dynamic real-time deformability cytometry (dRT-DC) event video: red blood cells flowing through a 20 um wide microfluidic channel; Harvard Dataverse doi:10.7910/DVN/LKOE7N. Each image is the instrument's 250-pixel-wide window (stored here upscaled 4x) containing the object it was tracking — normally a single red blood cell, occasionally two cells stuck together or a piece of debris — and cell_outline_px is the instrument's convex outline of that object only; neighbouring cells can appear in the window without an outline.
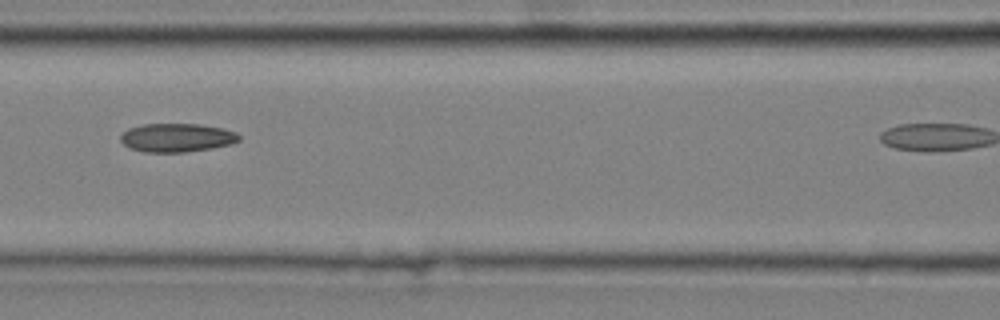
{"species": "common noctule bat (a hibernating species)", "species_latin": "Nyctalus noctula", "temperature_condition": "cold", "stored_images_in_passage": 8, "segment_of_instrument_passage": [1, 2], "camera_frame_rate_fps": 3000, "um_per_image_px": 0.085, "animal": {"sex": "male", "body_mass_g": 20.4}, "frame": {"image": 1, "passage_image": 5, "time_ms": 1.333, "image_size_px": [1000, 320], "cell_outline_px": [[240, 140], [232, 144], [212, 148], [184, 152], [144, 152], [132, 148], [124, 144], [120, 140], [120, 136], [128, 128], [144, 124], [200, 124], [224, 128], [236, 132], [240, 136]], "centroid_in_image_um": [15.06, 11.69], "position_along_channel_um": 151.5, "area_um2": 19.77}}
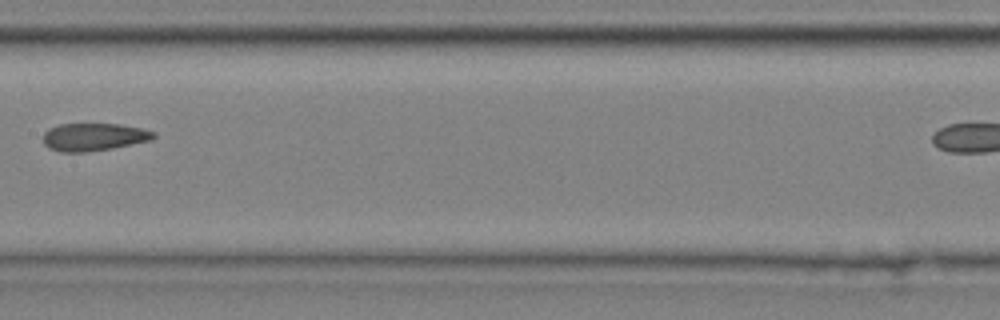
{"frame": {"image": 2, "passage_image": 7, "time_ms": 2.0, "image_size_px": [1000, 320], "cell_outline_px": [[156, 136], [152, 140], [112, 148], [88, 152], [60, 152], [48, 148], [44, 144], [44, 132], [48, 128], [60, 124], [120, 124], [140, 128], [156, 132]], "centroid_in_image_um": [7.96, 11.64], "position_along_channel_um": 199.4, "area_um2": 17.92}}